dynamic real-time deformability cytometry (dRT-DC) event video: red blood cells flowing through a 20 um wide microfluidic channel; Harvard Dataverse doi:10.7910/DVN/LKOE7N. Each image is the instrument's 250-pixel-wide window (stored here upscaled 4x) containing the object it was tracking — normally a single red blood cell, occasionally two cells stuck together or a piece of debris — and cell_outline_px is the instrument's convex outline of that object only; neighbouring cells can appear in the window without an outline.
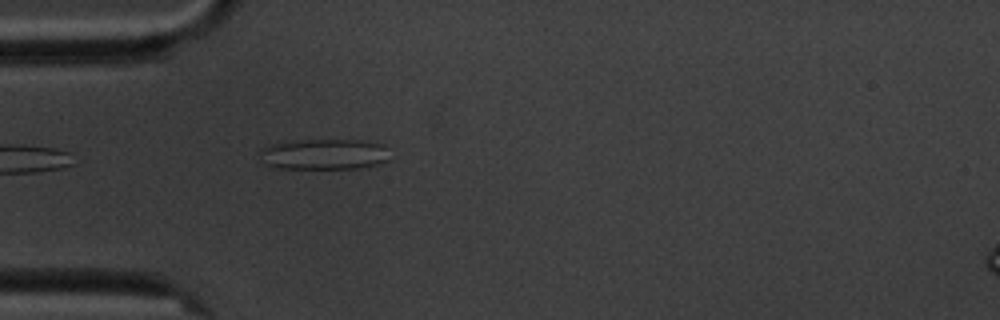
{"species": "common noctule bat (a hibernating species)", "species_latin": "Nyctalus noctula", "temperature_condition": "cold", "stored_images_in_passage": 5, "camera_frame_rate_fps": 3000, "um_per_image_px": 0.085, "animal": {"sex": "male", "body_mass_g": 20.1, "forearm_length_mm": 53.5}, "frame": {"image": 1, "passage_image": 5, "time_ms": 4.667, "image_size_px": [1000, 320], "cell_outline_px": [[388, 160], [364, 168], [280, 168], [268, 164], [260, 152], [268, 144], [280, 140], [364, 140], [384, 144]], "centroid_in_image_um": [27.56, 13.08], "position_along_channel_um": 57.4, "area_um2": 23.18}}